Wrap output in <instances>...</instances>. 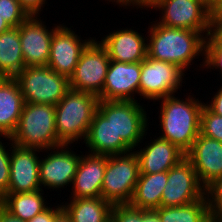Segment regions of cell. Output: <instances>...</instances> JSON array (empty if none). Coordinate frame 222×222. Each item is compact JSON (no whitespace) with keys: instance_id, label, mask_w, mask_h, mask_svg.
I'll return each mask as SVG.
<instances>
[{"instance_id":"obj_16","label":"cell","mask_w":222,"mask_h":222,"mask_svg":"<svg viewBox=\"0 0 222 222\" xmlns=\"http://www.w3.org/2000/svg\"><path fill=\"white\" fill-rule=\"evenodd\" d=\"M39 149L13 145L10 154L8 193L34 192L41 189L39 181Z\"/></svg>"},{"instance_id":"obj_12","label":"cell","mask_w":222,"mask_h":222,"mask_svg":"<svg viewBox=\"0 0 222 222\" xmlns=\"http://www.w3.org/2000/svg\"><path fill=\"white\" fill-rule=\"evenodd\" d=\"M204 187L200 184L192 162L184 157L167 171V184L161 195V207L184 206L200 200Z\"/></svg>"},{"instance_id":"obj_46","label":"cell","mask_w":222,"mask_h":222,"mask_svg":"<svg viewBox=\"0 0 222 222\" xmlns=\"http://www.w3.org/2000/svg\"><path fill=\"white\" fill-rule=\"evenodd\" d=\"M6 79H7V77H6L4 74L0 73V85H1Z\"/></svg>"},{"instance_id":"obj_3","label":"cell","mask_w":222,"mask_h":222,"mask_svg":"<svg viewBox=\"0 0 222 222\" xmlns=\"http://www.w3.org/2000/svg\"><path fill=\"white\" fill-rule=\"evenodd\" d=\"M140 102V100L98 102L97 110L110 121L114 129L115 155L134 150L143 143L144 138L146 139L150 117Z\"/></svg>"},{"instance_id":"obj_23","label":"cell","mask_w":222,"mask_h":222,"mask_svg":"<svg viewBox=\"0 0 222 222\" xmlns=\"http://www.w3.org/2000/svg\"><path fill=\"white\" fill-rule=\"evenodd\" d=\"M68 199L61 204L71 222H107L110 219L112 205L102 197Z\"/></svg>"},{"instance_id":"obj_26","label":"cell","mask_w":222,"mask_h":222,"mask_svg":"<svg viewBox=\"0 0 222 222\" xmlns=\"http://www.w3.org/2000/svg\"><path fill=\"white\" fill-rule=\"evenodd\" d=\"M84 143L90 154L115 155L114 129L98 110L94 113Z\"/></svg>"},{"instance_id":"obj_47","label":"cell","mask_w":222,"mask_h":222,"mask_svg":"<svg viewBox=\"0 0 222 222\" xmlns=\"http://www.w3.org/2000/svg\"><path fill=\"white\" fill-rule=\"evenodd\" d=\"M155 0H147V10Z\"/></svg>"},{"instance_id":"obj_25","label":"cell","mask_w":222,"mask_h":222,"mask_svg":"<svg viewBox=\"0 0 222 222\" xmlns=\"http://www.w3.org/2000/svg\"><path fill=\"white\" fill-rule=\"evenodd\" d=\"M24 67L19 28L11 27L0 34V73L14 78Z\"/></svg>"},{"instance_id":"obj_34","label":"cell","mask_w":222,"mask_h":222,"mask_svg":"<svg viewBox=\"0 0 222 222\" xmlns=\"http://www.w3.org/2000/svg\"><path fill=\"white\" fill-rule=\"evenodd\" d=\"M204 68L210 71L219 69L222 77V48H205Z\"/></svg>"},{"instance_id":"obj_33","label":"cell","mask_w":222,"mask_h":222,"mask_svg":"<svg viewBox=\"0 0 222 222\" xmlns=\"http://www.w3.org/2000/svg\"><path fill=\"white\" fill-rule=\"evenodd\" d=\"M205 48H222V17L216 16L213 12L210 15Z\"/></svg>"},{"instance_id":"obj_9","label":"cell","mask_w":222,"mask_h":222,"mask_svg":"<svg viewBox=\"0 0 222 222\" xmlns=\"http://www.w3.org/2000/svg\"><path fill=\"white\" fill-rule=\"evenodd\" d=\"M109 63L106 49L94 38L81 52L75 71L69 78L70 89L99 96L104 87Z\"/></svg>"},{"instance_id":"obj_28","label":"cell","mask_w":222,"mask_h":222,"mask_svg":"<svg viewBox=\"0 0 222 222\" xmlns=\"http://www.w3.org/2000/svg\"><path fill=\"white\" fill-rule=\"evenodd\" d=\"M200 134L222 142V116L213 113L205 104L200 114Z\"/></svg>"},{"instance_id":"obj_7","label":"cell","mask_w":222,"mask_h":222,"mask_svg":"<svg viewBox=\"0 0 222 222\" xmlns=\"http://www.w3.org/2000/svg\"><path fill=\"white\" fill-rule=\"evenodd\" d=\"M14 79L22 92L24 102L55 106L70 89L69 79L50 67H24Z\"/></svg>"},{"instance_id":"obj_43","label":"cell","mask_w":222,"mask_h":222,"mask_svg":"<svg viewBox=\"0 0 222 222\" xmlns=\"http://www.w3.org/2000/svg\"><path fill=\"white\" fill-rule=\"evenodd\" d=\"M11 26L0 16V34L9 30Z\"/></svg>"},{"instance_id":"obj_21","label":"cell","mask_w":222,"mask_h":222,"mask_svg":"<svg viewBox=\"0 0 222 222\" xmlns=\"http://www.w3.org/2000/svg\"><path fill=\"white\" fill-rule=\"evenodd\" d=\"M25 102L14 78L0 85V137H11L15 132Z\"/></svg>"},{"instance_id":"obj_8","label":"cell","mask_w":222,"mask_h":222,"mask_svg":"<svg viewBox=\"0 0 222 222\" xmlns=\"http://www.w3.org/2000/svg\"><path fill=\"white\" fill-rule=\"evenodd\" d=\"M185 72L178 66L152 59L148 56L141 62L139 96L155 103L156 100L178 94L185 81ZM184 80V81H183Z\"/></svg>"},{"instance_id":"obj_19","label":"cell","mask_w":222,"mask_h":222,"mask_svg":"<svg viewBox=\"0 0 222 222\" xmlns=\"http://www.w3.org/2000/svg\"><path fill=\"white\" fill-rule=\"evenodd\" d=\"M136 149L134 152L139 161V172L145 174L166 172L186 157L177 146L160 136L154 137L149 143L146 141L143 148L139 145Z\"/></svg>"},{"instance_id":"obj_45","label":"cell","mask_w":222,"mask_h":222,"mask_svg":"<svg viewBox=\"0 0 222 222\" xmlns=\"http://www.w3.org/2000/svg\"><path fill=\"white\" fill-rule=\"evenodd\" d=\"M215 218H216L219 222H222V210L215 216Z\"/></svg>"},{"instance_id":"obj_35","label":"cell","mask_w":222,"mask_h":222,"mask_svg":"<svg viewBox=\"0 0 222 222\" xmlns=\"http://www.w3.org/2000/svg\"><path fill=\"white\" fill-rule=\"evenodd\" d=\"M63 211L62 204H58L54 207L49 206L46 210L40 214L35 215L27 222H54V219Z\"/></svg>"},{"instance_id":"obj_42","label":"cell","mask_w":222,"mask_h":222,"mask_svg":"<svg viewBox=\"0 0 222 222\" xmlns=\"http://www.w3.org/2000/svg\"><path fill=\"white\" fill-rule=\"evenodd\" d=\"M54 222H71L70 218L62 211L55 219Z\"/></svg>"},{"instance_id":"obj_37","label":"cell","mask_w":222,"mask_h":222,"mask_svg":"<svg viewBox=\"0 0 222 222\" xmlns=\"http://www.w3.org/2000/svg\"><path fill=\"white\" fill-rule=\"evenodd\" d=\"M222 85V84H221ZM217 89V92H214L211 101L204 103L213 113L222 116V86Z\"/></svg>"},{"instance_id":"obj_11","label":"cell","mask_w":222,"mask_h":222,"mask_svg":"<svg viewBox=\"0 0 222 222\" xmlns=\"http://www.w3.org/2000/svg\"><path fill=\"white\" fill-rule=\"evenodd\" d=\"M70 146L73 148L72 145L63 144L43 151L48 155L45 156L44 154V158L40 156L39 181L41 189L44 187L47 190L50 189V191L51 189L61 191V188L63 190V188L72 185L81 160V154H76Z\"/></svg>"},{"instance_id":"obj_13","label":"cell","mask_w":222,"mask_h":222,"mask_svg":"<svg viewBox=\"0 0 222 222\" xmlns=\"http://www.w3.org/2000/svg\"><path fill=\"white\" fill-rule=\"evenodd\" d=\"M40 15H30L18 26L25 67L46 66L50 57L54 31L61 23L50 29Z\"/></svg>"},{"instance_id":"obj_39","label":"cell","mask_w":222,"mask_h":222,"mask_svg":"<svg viewBox=\"0 0 222 222\" xmlns=\"http://www.w3.org/2000/svg\"><path fill=\"white\" fill-rule=\"evenodd\" d=\"M0 222H27L21 218L14 216L0 204Z\"/></svg>"},{"instance_id":"obj_36","label":"cell","mask_w":222,"mask_h":222,"mask_svg":"<svg viewBox=\"0 0 222 222\" xmlns=\"http://www.w3.org/2000/svg\"><path fill=\"white\" fill-rule=\"evenodd\" d=\"M29 15H40L46 6V0H18Z\"/></svg>"},{"instance_id":"obj_24","label":"cell","mask_w":222,"mask_h":222,"mask_svg":"<svg viewBox=\"0 0 222 222\" xmlns=\"http://www.w3.org/2000/svg\"><path fill=\"white\" fill-rule=\"evenodd\" d=\"M44 194V189L25 193H8L0 200V204L14 216L29 221L50 206Z\"/></svg>"},{"instance_id":"obj_31","label":"cell","mask_w":222,"mask_h":222,"mask_svg":"<svg viewBox=\"0 0 222 222\" xmlns=\"http://www.w3.org/2000/svg\"><path fill=\"white\" fill-rule=\"evenodd\" d=\"M110 219L113 222H146V210L130 204L112 205Z\"/></svg>"},{"instance_id":"obj_18","label":"cell","mask_w":222,"mask_h":222,"mask_svg":"<svg viewBox=\"0 0 222 222\" xmlns=\"http://www.w3.org/2000/svg\"><path fill=\"white\" fill-rule=\"evenodd\" d=\"M186 157L204 188L222 176V142L199 134Z\"/></svg>"},{"instance_id":"obj_22","label":"cell","mask_w":222,"mask_h":222,"mask_svg":"<svg viewBox=\"0 0 222 222\" xmlns=\"http://www.w3.org/2000/svg\"><path fill=\"white\" fill-rule=\"evenodd\" d=\"M167 184V171L153 174L140 173L130 201L134 208L155 210L160 207L161 195Z\"/></svg>"},{"instance_id":"obj_30","label":"cell","mask_w":222,"mask_h":222,"mask_svg":"<svg viewBox=\"0 0 222 222\" xmlns=\"http://www.w3.org/2000/svg\"><path fill=\"white\" fill-rule=\"evenodd\" d=\"M10 141L8 145L4 144L3 139ZM0 137V200L8 194V187L10 181V154L12 143L11 137ZM6 145V146H4ZM9 146V147H7ZM9 148V149H6Z\"/></svg>"},{"instance_id":"obj_44","label":"cell","mask_w":222,"mask_h":222,"mask_svg":"<svg viewBox=\"0 0 222 222\" xmlns=\"http://www.w3.org/2000/svg\"><path fill=\"white\" fill-rule=\"evenodd\" d=\"M213 13L218 16V17H222V0L219 1V4L217 6V8L213 11Z\"/></svg>"},{"instance_id":"obj_32","label":"cell","mask_w":222,"mask_h":222,"mask_svg":"<svg viewBox=\"0 0 222 222\" xmlns=\"http://www.w3.org/2000/svg\"><path fill=\"white\" fill-rule=\"evenodd\" d=\"M204 195L212 217L222 210V176L214 179L204 188Z\"/></svg>"},{"instance_id":"obj_17","label":"cell","mask_w":222,"mask_h":222,"mask_svg":"<svg viewBox=\"0 0 222 222\" xmlns=\"http://www.w3.org/2000/svg\"><path fill=\"white\" fill-rule=\"evenodd\" d=\"M110 60L123 63L142 62L147 56V36L129 28L115 29L101 38Z\"/></svg>"},{"instance_id":"obj_48","label":"cell","mask_w":222,"mask_h":222,"mask_svg":"<svg viewBox=\"0 0 222 222\" xmlns=\"http://www.w3.org/2000/svg\"><path fill=\"white\" fill-rule=\"evenodd\" d=\"M212 222H219L215 217H212Z\"/></svg>"},{"instance_id":"obj_40","label":"cell","mask_w":222,"mask_h":222,"mask_svg":"<svg viewBox=\"0 0 222 222\" xmlns=\"http://www.w3.org/2000/svg\"><path fill=\"white\" fill-rule=\"evenodd\" d=\"M197 1L212 13L217 8L220 0H197Z\"/></svg>"},{"instance_id":"obj_14","label":"cell","mask_w":222,"mask_h":222,"mask_svg":"<svg viewBox=\"0 0 222 222\" xmlns=\"http://www.w3.org/2000/svg\"><path fill=\"white\" fill-rule=\"evenodd\" d=\"M72 27L68 28L65 24H61L54 31L47 64L53 71L68 79L75 71L81 52L95 38L89 36L88 39L82 40L81 35L76 34Z\"/></svg>"},{"instance_id":"obj_4","label":"cell","mask_w":222,"mask_h":222,"mask_svg":"<svg viewBox=\"0 0 222 222\" xmlns=\"http://www.w3.org/2000/svg\"><path fill=\"white\" fill-rule=\"evenodd\" d=\"M98 96L69 89L55 105V127L58 140L65 145L85 140L97 111ZM81 139V140H80Z\"/></svg>"},{"instance_id":"obj_6","label":"cell","mask_w":222,"mask_h":222,"mask_svg":"<svg viewBox=\"0 0 222 222\" xmlns=\"http://www.w3.org/2000/svg\"><path fill=\"white\" fill-rule=\"evenodd\" d=\"M139 174V161L134 150L107 156L101 197L111 205L129 204Z\"/></svg>"},{"instance_id":"obj_27","label":"cell","mask_w":222,"mask_h":222,"mask_svg":"<svg viewBox=\"0 0 222 222\" xmlns=\"http://www.w3.org/2000/svg\"><path fill=\"white\" fill-rule=\"evenodd\" d=\"M161 222H212L205 195L184 206L159 207L155 209Z\"/></svg>"},{"instance_id":"obj_5","label":"cell","mask_w":222,"mask_h":222,"mask_svg":"<svg viewBox=\"0 0 222 222\" xmlns=\"http://www.w3.org/2000/svg\"><path fill=\"white\" fill-rule=\"evenodd\" d=\"M11 140L18 147L41 151L63 145L56 134L55 106L25 103Z\"/></svg>"},{"instance_id":"obj_15","label":"cell","mask_w":222,"mask_h":222,"mask_svg":"<svg viewBox=\"0 0 222 222\" xmlns=\"http://www.w3.org/2000/svg\"><path fill=\"white\" fill-rule=\"evenodd\" d=\"M141 62L123 63L110 60L102 93L103 101H138Z\"/></svg>"},{"instance_id":"obj_2","label":"cell","mask_w":222,"mask_h":222,"mask_svg":"<svg viewBox=\"0 0 222 222\" xmlns=\"http://www.w3.org/2000/svg\"><path fill=\"white\" fill-rule=\"evenodd\" d=\"M189 94L185 100L175 97L176 94L156 100L160 103V137L173 143L185 154L191 150L200 134V114L204 106L201 99L199 101L195 95Z\"/></svg>"},{"instance_id":"obj_38","label":"cell","mask_w":222,"mask_h":222,"mask_svg":"<svg viewBox=\"0 0 222 222\" xmlns=\"http://www.w3.org/2000/svg\"><path fill=\"white\" fill-rule=\"evenodd\" d=\"M105 1H109V2H112L113 5L115 3V6L116 4L119 6V8L123 7V8H127L129 7L130 9V6L131 8L134 9V6H135V9H143L145 8V10H147V0H105ZM128 6V7H127Z\"/></svg>"},{"instance_id":"obj_10","label":"cell","mask_w":222,"mask_h":222,"mask_svg":"<svg viewBox=\"0 0 222 222\" xmlns=\"http://www.w3.org/2000/svg\"><path fill=\"white\" fill-rule=\"evenodd\" d=\"M150 9L161 12L162 16L156 20L158 24L208 35L211 12L197 0H155Z\"/></svg>"},{"instance_id":"obj_1","label":"cell","mask_w":222,"mask_h":222,"mask_svg":"<svg viewBox=\"0 0 222 222\" xmlns=\"http://www.w3.org/2000/svg\"><path fill=\"white\" fill-rule=\"evenodd\" d=\"M153 22H150L152 24L146 32L148 57L172 63L187 73L186 70L193 65L194 59L201 56L203 61L199 68H204L206 37L201 32L168 28L156 21Z\"/></svg>"},{"instance_id":"obj_20","label":"cell","mask_w":222,"mask_h":222,"mask_svg":"<svg viewBox=\"0 0 222 222\" xmlns=\"http://www.w3.org/2000/svg\"><path fill=\"white\" fill-rule=\"evenodd\" d=\"M81 155L71 188V199L101 197V188L107 164L106 155Z\"/></svg>"},{"instance_id":"obj_29","label":"cell","mask_w":222,"mask_h":222,"mask_svg":"<svg viewBox=\"0 0 222 222\" xmlns=\"http://www.w3.org/2000/svg\"><path fill=\"white\" fill-rule=\"evenodd\" d=\"M0 16L11 27H18L30 15L18 0H0Z\"/></svg>"},{"instance_id":"obj_41","label":"cell","mask_w":222,"mask_h":222,"mask_svg":"<svg viewBox=\"0 0 222 222\" xmlns=\"http://www.w3.org/2000/svg\"><path fill=\"white\" fill-rule=\"evenodd\" d=\"M146 222H161L155 210H146Z\"/></svg>"}]
</instances>
